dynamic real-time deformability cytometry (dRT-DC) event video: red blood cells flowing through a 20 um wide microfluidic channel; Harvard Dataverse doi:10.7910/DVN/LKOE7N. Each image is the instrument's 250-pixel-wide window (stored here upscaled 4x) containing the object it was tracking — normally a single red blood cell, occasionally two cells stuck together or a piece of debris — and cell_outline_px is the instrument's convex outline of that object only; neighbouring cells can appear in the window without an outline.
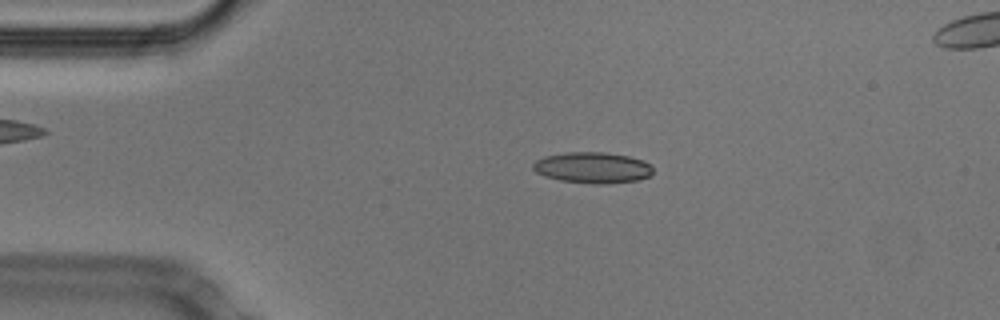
{"species": "Egyptian fruit bat (a non-hibernating species)", "species_latin": "Rousettus aegyptiacus", "temperature_condition": "cold", "stored_images_in_passage": 49, "camera_frame_rate_fps": 3000, "um_per_image_px": 0.085, "animal": {"sex": "male"}, "frame": {"image": 1, "passage_image": 8, "time_ms": 2.333, "image_size_px": [1000, 320], "cell_outline_px": [[652, 176], [640, 180], [604, 184], [592, 184], [560, 180], [544, 176], [536, 172], [532, 168], [532, 164], [536, 160], [544, 156], [568, 152], [604, 152], [628, 156], [644, 160], [652, 168]], "centroid_in_image_um": [50.37, 14.25], "position_along_channel_um": 34.6, "area_um2": 21.85}}
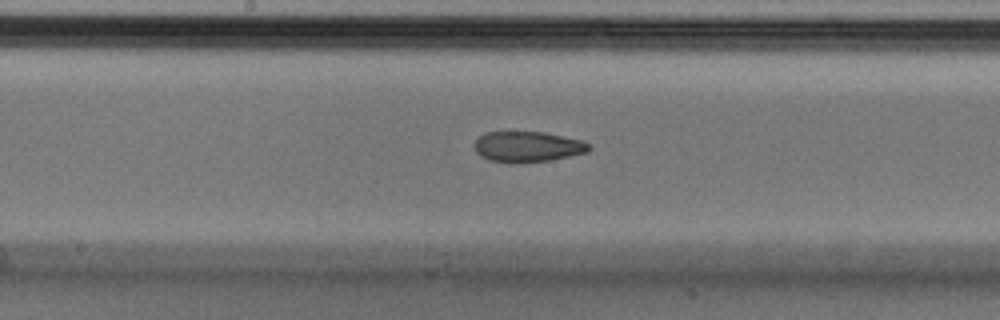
{"frame": {"image": 2, "passage_image": 24, "time_ms": 7.667, "image_size_px": [1000, 320], "cell_outline_px": [[592, 148], [588, 152], [548, 160], [516, 164], [488, 160], [480, 156], [476, 152], [476, 140], [484, 132], [544, 132], [580, 140], [592, 144]], "centroid_in_image_um": [44.85, 12.48], "position_along_channel_um": 203.4, "area_um2": 20.46}}
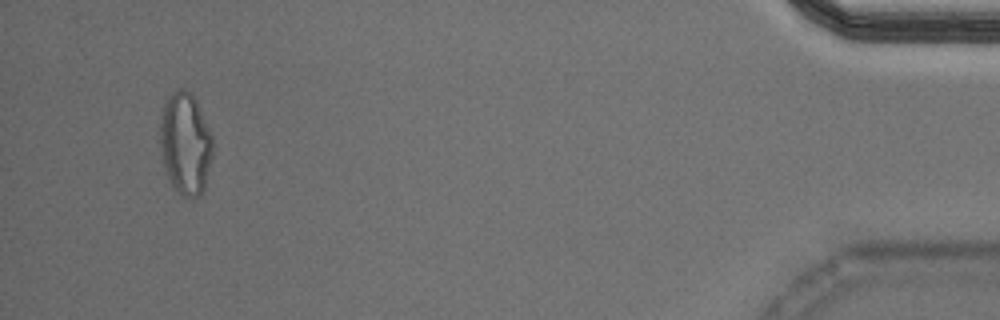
{"frame": {"image": 3, "passage_image": 47, "time_ms": 15.333, "image_size_px": [1000, 320], "cell_outline_px": [[212, 156], [204, 188], [192, 200], [184, 196], [172, 188], [164, 172], [160, 148], [160, 124], [164, 104], [180, 88], [192, 92], [196, 100], [212, 136]], "centroid_in_image_um": [15.74, 12.26], "position_along_channel_um": 419.5, "area_um2": 31.27}, "authors_computed_cell_mechanics": {"area_um2": 21.5016, "velocity_mm_per_s": 3.8052, "shape_relaxation_time_tau1_ms": null, "shape_relaxation_time_tau2_ms": 2.8818, "deformation_change_tau1": null, "deformation_change_tau2": 0.1092}}